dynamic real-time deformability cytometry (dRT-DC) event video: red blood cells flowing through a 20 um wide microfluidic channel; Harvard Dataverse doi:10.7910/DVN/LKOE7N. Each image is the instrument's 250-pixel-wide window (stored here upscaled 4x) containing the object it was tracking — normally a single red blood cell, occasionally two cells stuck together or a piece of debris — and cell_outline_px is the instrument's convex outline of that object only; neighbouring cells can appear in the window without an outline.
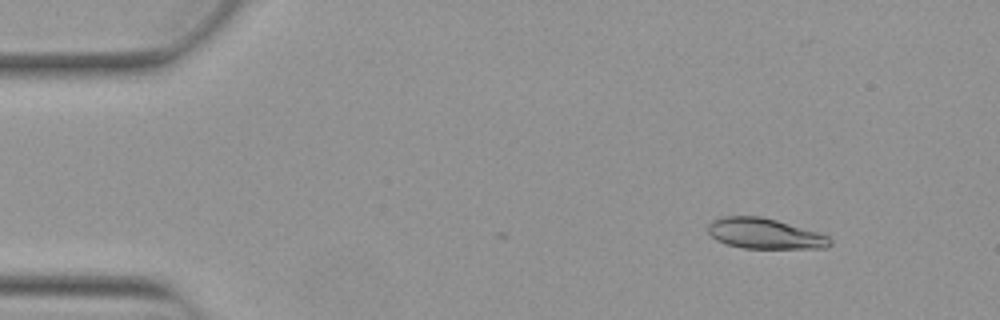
{"species": "Egyptian fruit bat (a non-hibernating species)", "species_latin": "Rousettus aegyptiacus", "temperature_condition": "warm", "stored_images_in_passage": 40, "camera_frame_rate_fps": 3000, "um_per_image_px": 0.085, "animal": {"sex": "female"}, "frame": {"image": 1, "passage_image": 1, "time_ms": 0.0, "image_size_px": [1000, 320], "cell_outline_px": [[832, 244], [824, 248], [744, 248], [728, 244], [716, 240], [708, 232], [708, 224], [712, 220], [720, 216], [760, 216], [776, 220], [816, 232], [828, 236], [832, 240]], "centroid_in_image_um": [64.97, 19.85], "position_along_channel_um": 20.0, "area_um2": 21.5}}
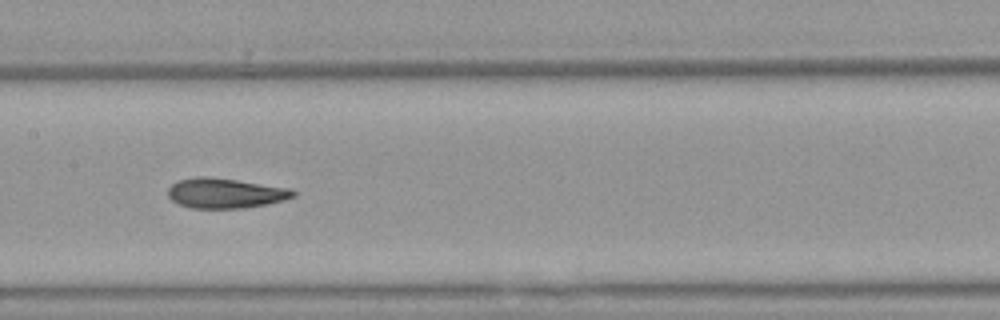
{"frame": {"image": 2, "passage_image": 21, "time_ms": 6.667, "image_size_px": [1000, 320], "cell_outline_px": [[296, 196], [284, 200], [244, 208], [192, 208], [180, 204], [172, 200], [168, 196], [168, 188], [176, 180], [196, 176], [208, 176], [292, 188], [296, 192]], "centroid_in_image_um": [19.14, 16.4], "position_along_channel_um": 188.3, "area_um2": 21.96}}
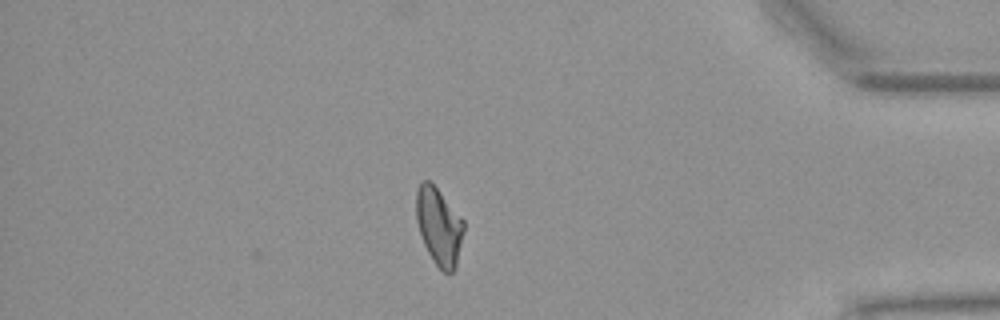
{"frame": {"image": 3, "passage_image": 40, "time_ms": 13.0, "image_size_px": [1000, 320], "cell_outline_px": [[464, 232], [456, 268], [452, 272], [444, 272], [432, 260], [424, 244], [416, 220], [416, 192], [420, 184], [424, 180], [432, 180], [464, 220]], "centroid_in_image_um": [37.32, 19.2], "position_along_channel_um": 397.9, "area_um2": 21.68}, "authors_computed_cell_mechanics": {"area_um2": 22.0507, "velocity_mm_per_s": 3.8818, "shape_relaxation_time_tau1_ms": 9.1558, "shape_relaxation_time_tau2_ms": 1.7706, "deformation_change_tau1": 0.2406, "deformation_change_tau2": 0.0691}}